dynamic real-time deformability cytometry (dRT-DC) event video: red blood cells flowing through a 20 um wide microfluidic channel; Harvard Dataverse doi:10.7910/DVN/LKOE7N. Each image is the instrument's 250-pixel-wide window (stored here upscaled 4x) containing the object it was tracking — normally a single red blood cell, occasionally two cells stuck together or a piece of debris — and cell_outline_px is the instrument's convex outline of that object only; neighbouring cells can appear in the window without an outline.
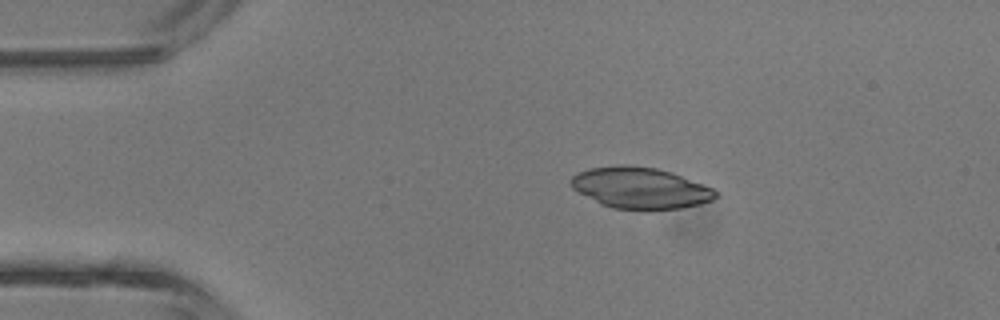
{"species": "common noctule bat (a hibernating species)", "species_latin": "Nyctalus noctula", "temperature_condition": "room temperature", "stored_images_in_passage": 2, "camera_frame_rate_fps": 3000, "um_per_image_px": 0.085, "animal": {"sex": "male", "body_mass_g": 13.3}, "frame": {"image": 1, "passage_image": 2, "time_ms": 1.0, "image_size_px": [1000, 320], "cell_outline_px": [[720, 196], [712, 200], [700, 204], [680, 208], [648, 212], [612, 208], [600, 204], [572, 188], [572, 176], [576, 172], [588, 168], [616, 164], [628, 164], [656, 168], [672, 172], [712, 188], [720, 192]], "centroid_in_image_um": [54.44, 15.99], "position_along_channel_um": 30.6, "area_um2": 35.6}}